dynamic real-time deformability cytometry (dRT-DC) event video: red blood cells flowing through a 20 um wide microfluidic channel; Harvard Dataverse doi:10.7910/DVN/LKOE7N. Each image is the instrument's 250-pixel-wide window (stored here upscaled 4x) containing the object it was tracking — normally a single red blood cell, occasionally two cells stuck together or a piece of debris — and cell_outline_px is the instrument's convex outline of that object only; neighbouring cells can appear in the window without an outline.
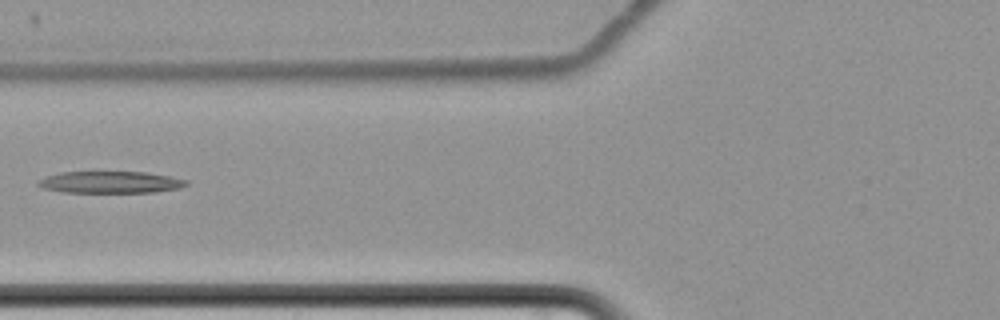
{"species": "common noctule bat (a hibernating species)", "species_latin": "Nyctalus noctula", "temperature_condition": "cold", "stored_images_in_passage": 7, "camera_frame_rate_fps": 3000, "um_per_image_px": 0.085, "animal": {"sex": "female", "body_mass_g": 22.7, "forearm_length_mm": 54.2}, "frame": {"image": 1, "passage_image": 7, "time_ms": 7.333, "image_size_px": [1000, 320], "cell_outline_px": [[188, 184], [180, 188], [156, 192], [64, 192], [44, 188], [36, 184], [36, 180], [44, 176], [60, 172], [148, 172], [172, 176], [188, 180]], "centroid_in_image_um": [9.39, 15.48], "position_along_channel_um": 116.4, "area_um2": 19.02}}